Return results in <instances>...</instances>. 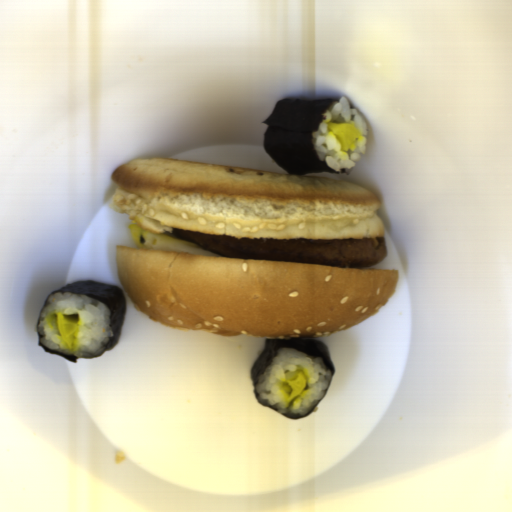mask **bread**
<instances>
[{"label": "bread", "instance_id": "bread-2", "mask_svg": "<svg viewBox=\"0 0 512 512\" xmlns=\"http://www.w3.org/2000/svg\"><path fill=\"white\" fill-rule=\"evenodd\" d=\"M111 176L118 186L111 209L156 234L283 241L386 235L377 195L344 180L169 157H136Z\"/></svg>", "mask_w": 512, "mask_h": 512}, {"label": "bread", "instance_id": "bread-1", "mask_svg": "<svg viewBox=\"0 0 512 512\" xmlns=\"http://www.w3.org/2000/svg\"><path fill=\"white\" fill-rule=\"evenodd\" d=\"M134 306L168 327L311 339L363 322L394 296L398 269L201 256L115 245Z\"/></svg>", "mask_w": 512, "mask_h": 512}]
</instances>
